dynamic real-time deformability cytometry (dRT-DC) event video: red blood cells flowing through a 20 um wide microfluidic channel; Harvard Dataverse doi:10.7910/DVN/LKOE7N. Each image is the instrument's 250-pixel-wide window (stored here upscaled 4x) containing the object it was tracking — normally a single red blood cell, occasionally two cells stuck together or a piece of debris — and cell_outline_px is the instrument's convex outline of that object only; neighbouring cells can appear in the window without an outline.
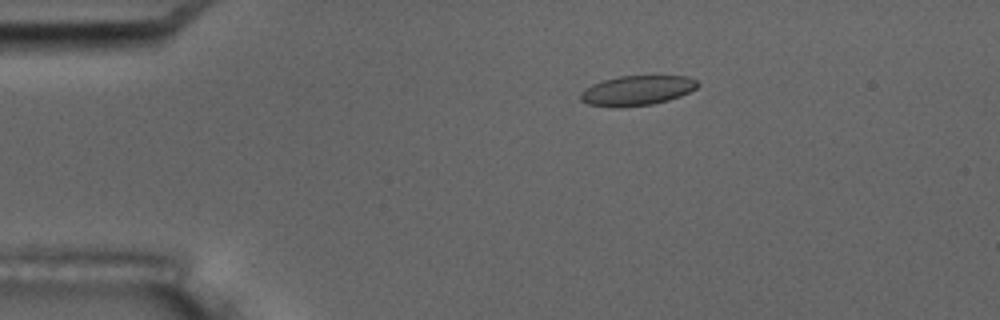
{"species": "common noctule bat (a hibernating species)", "species_latin": "Nyctalus noctula", "temperature_condition": "room temperature", "stored_images_in_passage": 8, "camera_frame_rate_fps": 3000, "um_per_image_px": 0.085, "animal": {"sex": "male", "body_mass_g": 17.5, "forearm_length_mm": 52.3}, "frame": {"image": 1, "passage_image": 4, "time_ms": 3.333, "image_size_px": [1000, 320], "cell_outline_px": [[700, 84], [696, 88], [680, 96], [668, 100], [652, 104], [588, 104], [580, 100], [580, 92], [584, 88], [592, 84], [604, 80], [620, 76], [688, 76], [696, 80]], "centroid_in_image_um": [54.19, 7.63], "position_along_channel_um": 30.8, "area_um2": 19.48}}